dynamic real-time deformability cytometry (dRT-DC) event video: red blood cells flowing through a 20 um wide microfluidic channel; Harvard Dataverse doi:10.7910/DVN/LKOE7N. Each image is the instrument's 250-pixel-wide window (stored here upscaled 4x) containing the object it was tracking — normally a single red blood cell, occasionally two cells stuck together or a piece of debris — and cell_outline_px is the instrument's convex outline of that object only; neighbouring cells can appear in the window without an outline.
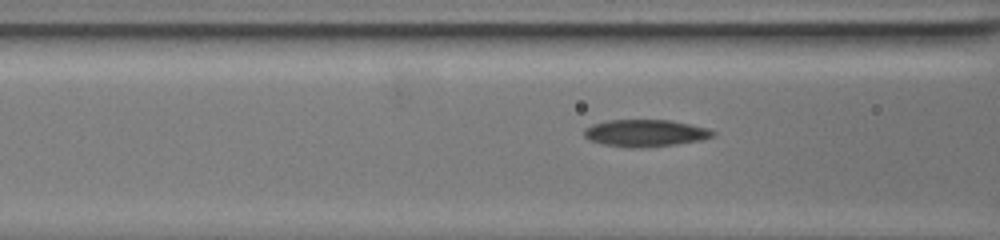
{"species": "common noctule bat (a hibernating species)", "species_latin": "Nyctalus noctula", "temperature_condition": "warm", "stored_images_in_passage": 8, "camera_frame_rate_fps": 3000, "um_per_image_px": 0.085, "animal": {"sex": "female", "body_mass_g": 19.5, "forearm_length_mm": 54.1}, "frame": {"image": 1, "passage_image": 5, "time_ms": 1.333, "image_size_px": [1000, 240], "cell_outline_px": [[716, 132], [712, 136], [700, 140], [676, 144], [644, 148], [628, 148], [604, 144], [588, 140], [584, 136], [584, 128], [592, 124], [608, 120], [672, 120], [708, 128]], "centroid_in_image_um": [54.82, 11.31], "position_along_channel_um": 111.8, "area_um2": 20.4}}